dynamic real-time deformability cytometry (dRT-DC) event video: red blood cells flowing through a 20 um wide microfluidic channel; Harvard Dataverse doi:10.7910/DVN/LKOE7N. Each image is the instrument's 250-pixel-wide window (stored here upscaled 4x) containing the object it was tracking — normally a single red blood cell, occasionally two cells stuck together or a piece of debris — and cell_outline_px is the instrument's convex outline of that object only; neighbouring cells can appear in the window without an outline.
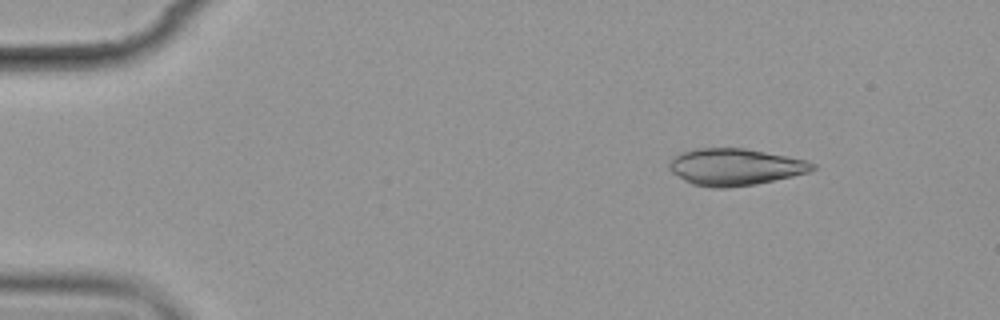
{"species": "common noctule bat (a hibernating species)", "species_latin": "Nyctalus noctula", "temperature_condition": "cold", "stored_images_in_passage": 7, "camera_frame_rate_fps": 3000, "um_per_image_px": 0.085, "animal": {"sex": "female", "body_mass_g": 19.9}, "frame": {"image": 1, "passage_image": 2, "time_ms": 1.0, "image_size_px": [1000, 320], "cell_outline_px": [[816, 168], [808, 172], [792, 176], [756, 184], [728, 188], [712, 188], [692, 184], [684, 180], [672, 172], [668, 168], [668, 164], [672, 156], [684, 152], [700, 148], [744, 148], [808, 160], [816, 164]], "centroid_in_image_um": [62.47, 14.19], "position_along_channel_um": 22.5, "area_um2": 30.75}}
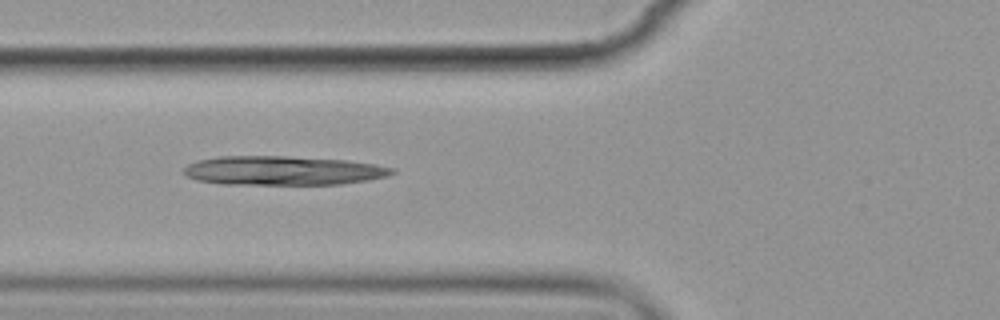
{"frame": {"image": 2, "passage_image": 6, "time_ms": 5.667, "image_size_px": [1000, 320], "cell_outline_px": [[396, 172], [388, 176], [368, 180], [340, 184], [224, 184], [196, 180], [184, 176], [184, 168], [188, 164], [196, 160], [220, 156], [288, 156], [348, 160], [372, 164], [392, 168]], "centroid_in_image_um": [24.01, 14.49], "position_along_channel_um": 101.8, "area_um2": 35.37}}
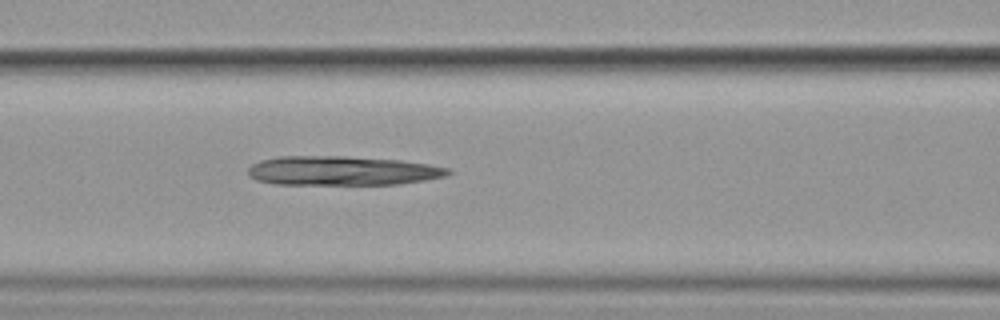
{"frame": {"image": 3, "passage_image": 7, "time_ms": 6.667, "image_size_px": [1000, 320], "cell_outline_px": [[452, 172], [448, 176], [400, 184], [276, 184], [256, 180], [248, 176], [248, 168], [252, 164], [260, 160], [280, 156], [344, 156], [400, 160], [428, 164], [452, 168]], "centroid_in_image_um": [29.11, 14.51], "position_along_channel_um": 137.5, "area_um2": 34.28}}